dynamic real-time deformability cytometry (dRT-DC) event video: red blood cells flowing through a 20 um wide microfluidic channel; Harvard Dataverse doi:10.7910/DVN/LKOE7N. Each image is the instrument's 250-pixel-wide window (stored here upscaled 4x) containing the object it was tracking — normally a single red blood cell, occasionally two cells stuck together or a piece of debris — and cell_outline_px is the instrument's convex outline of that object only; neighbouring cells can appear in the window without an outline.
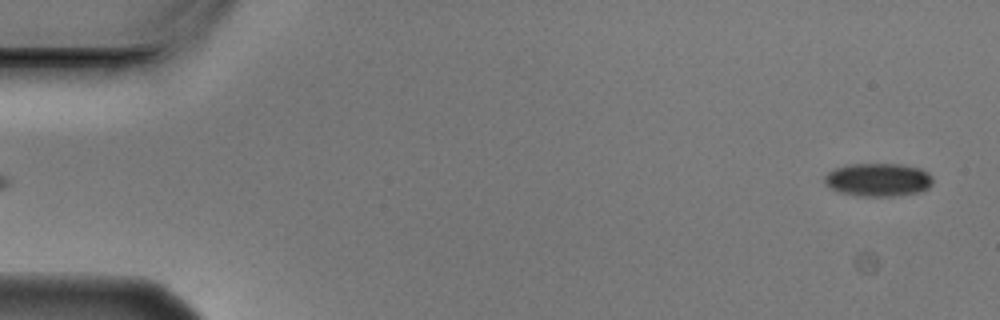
{"species": "Egyptian fruit bat (a non-hibernating species)", "species_latin": "Rousettus aegyptiacus", "temperature_condition": "cold", "stored_images_in_passage": 5, "segment_of_instrument_passage": [2, 2], "camera_frame_rate_fps": 3000, "um_per_image_px": 0.085, "animal": {"sex": "male"}, "frame": {"image": 1, "passage_image": 5, "time_ms": 1.333, "image_size_px": [1000, 320], "cell_outline_px": [[932, 184], [928, 188], [920, 192], [900, 196], [860, 196], [840, 192], [824, 184], [824, 176], [828, 172], [836, 168], [848, 164], [900, 164], [920, 168], [928, 172], [932, 176]], "centroid_in_image_um": [74.66, 15.28], "position_along_channel_um": 10.3, "area_um2": 21.1}}